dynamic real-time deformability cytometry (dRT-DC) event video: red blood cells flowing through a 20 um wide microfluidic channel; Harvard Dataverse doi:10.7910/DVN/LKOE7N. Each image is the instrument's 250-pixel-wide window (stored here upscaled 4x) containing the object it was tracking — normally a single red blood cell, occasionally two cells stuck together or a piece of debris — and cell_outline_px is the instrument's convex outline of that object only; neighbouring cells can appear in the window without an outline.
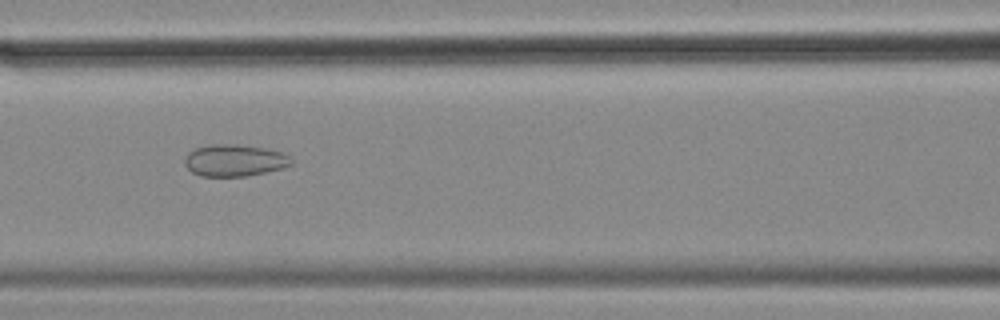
{"species": "common noctule bat (a hibernating species)", "species_latin": "Nyctalus noctula", "temperature_condition": "cold", "stored_images_in_passage": 56, "camera_frame_rate_fps": 3000, "um_per_image_px": 0.085, "animal": {"sex": "female", "body_mass_g": 18.4}, "frame": {"image": 1, "passage_image": 24, "time_ms": 7.667, "image_size_px": [1000, 320], "cell_outline_px": [[292, 164], [284, 168], [248, 176], [200, 176], [192, 172], [184, 164], [184, 160], [188, 152], [196, 148], [212, 144], [236, 144], [264, 148], [280, 152], [288, 156], [292, 160]], "centroid_in_image_um": [19.92, 13.64], "position_along_channel_um": 146.7, "area_um2": 19.77}}
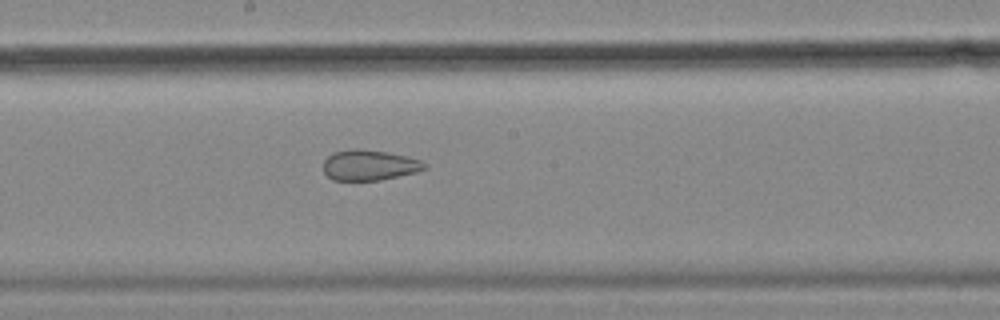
{"frame": {"image": 2, "passage_image": 30, "time_ms": 9.667, "image_size_px": [1000, 320], "cell_outline_px": [[428, 168], [416, 172], [380, 180], [332, 180], [324, 172], [324, 160], [332, 152], [352, 148], [360, 148], [388, 152], [408, 156], [420, 160], [428, 164]], "centroid_in_image_um": [31.41, 14.02], "position_along_channel_um": 216.8, "area_um2": 18.21}}
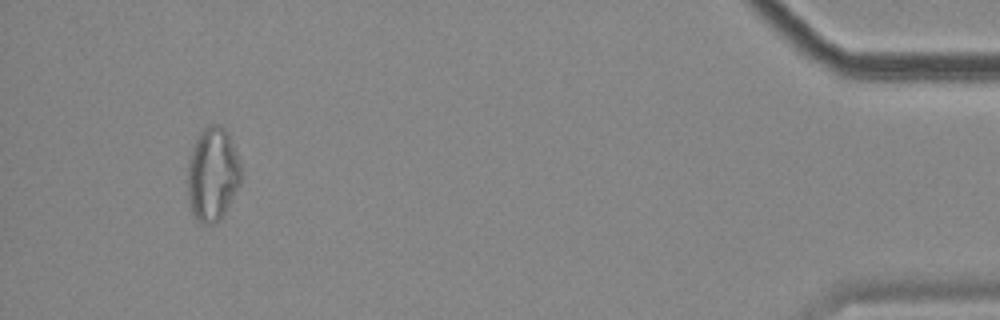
{"frame": {"image": 3, "passage_image": 53, "time_ms": 17.333, "image_size_px": [1000, 320], "cell_outline_px": [[240, 184], [220, 220], [212, 224], [204, 224], [192, 212], [188, 204], [188, 156], [200, 132], [208, 124], [220, 124], [228, 132], [240, 164]], "centroid_in_image_um": [18.05, 14.79], "position_along_channel_um": 417.1, "area_um2": 29.02}, "authors_computed_cell_mechanics": {"area_um2": 25.3742, "velocity_mm_per_s": 3.5237, "shape_relaxation_time_tau1_ms": null, "shape_relaxation_time_tau2_ms": 1.4158, "deformation_change_tau1": null, "deformation_change_tau2": 0.0767}}